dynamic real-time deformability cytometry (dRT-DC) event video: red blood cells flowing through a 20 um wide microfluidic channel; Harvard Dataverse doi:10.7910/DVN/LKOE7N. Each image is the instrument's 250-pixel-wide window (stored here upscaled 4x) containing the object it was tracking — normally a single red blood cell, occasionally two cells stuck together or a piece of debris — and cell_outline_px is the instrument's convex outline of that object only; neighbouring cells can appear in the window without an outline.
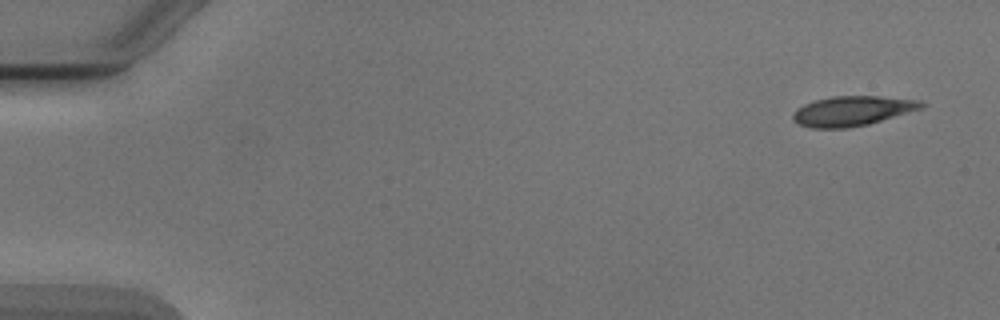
{"species": "Egyptian fruit bat (a non-hibernating species)", "species_latin": "Rousettus aegyptiacus", "temperature_condition": "cold", "stored_images_in_passage": 5, "camera_frame_rate_fps": 3000, "um_per_image_px": 0.085, "animal": {"sex": "male"}, "frame": {"image": 1, "passage_image": 1, "time_ms": 0.0, "image_size_px": [1000, 320], "cell_outline_px": [[928, 104], [924, 108], [868, 124], [844, 128], [812, 128], [800, 124], [792, 120], [792, 112], [796, 108], [804, 104], [816, 100], [832, 96], [880, 96], [920, 100]], "centroid_in_image_um": [72.47, 9.42], "position_along_channel_um": 12.5, "area_um2": 22.43}}